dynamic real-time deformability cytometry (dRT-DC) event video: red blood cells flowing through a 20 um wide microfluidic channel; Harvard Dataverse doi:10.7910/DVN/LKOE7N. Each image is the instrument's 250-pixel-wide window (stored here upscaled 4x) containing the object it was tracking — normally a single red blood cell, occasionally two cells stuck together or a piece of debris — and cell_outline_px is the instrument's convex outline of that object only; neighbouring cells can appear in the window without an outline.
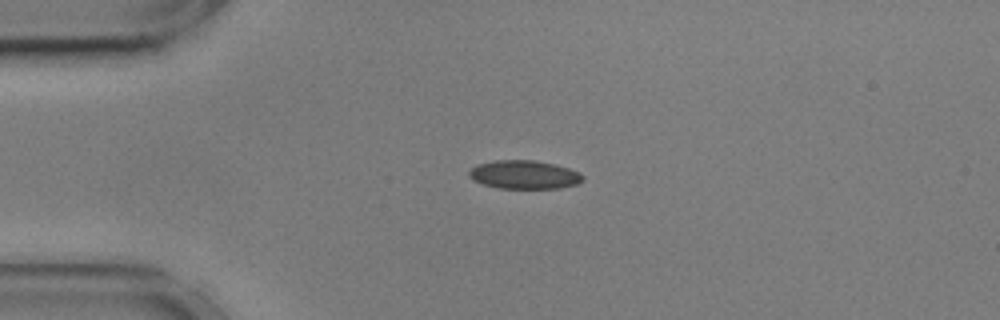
{"species": "common noctule bat (a hibernating species)", "species_latin": "Nyctalus noctula", "temperature_condition": "cold", "stored_images_in_passage": 44, "camera_frame_rate_fps": 3000, "um_per_image_px": 0.085, "animal": {"sex": "male", "body_mass_g": 17.9, "forearm_length_mm": 54.2}, "frame": {"image": 1, "passage_image": 1, "time_ms": 0.0, "image_size_px": [1000, 320], "cell_outline_px": [[584, 180], [576, 184], [560, 188], [500, 188], [484, 184], [472, 180], [468, 176], [468, 172], [476, 164], [496, 160], [536, 160], [556, 164], [580, 172], [584, 176]], "centroid_in_image_um": [44.57, 14.84], "position_along_channel_um": 40.4, "area_um2": 19.02}}
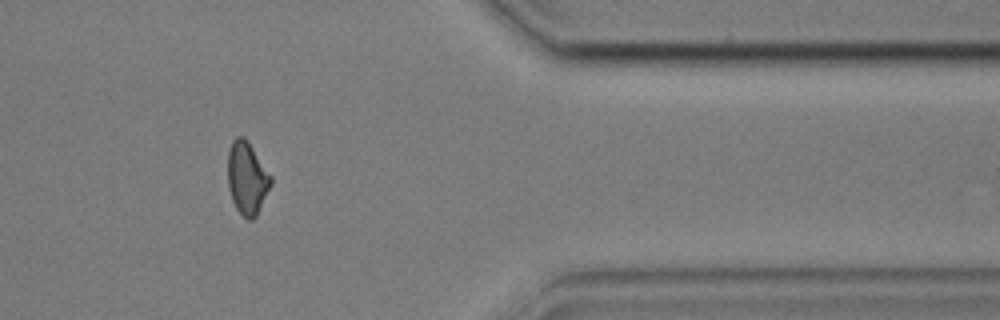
{"frame": {"image": 2, "passage_image": 34, "time_ms": 11.0, "image_size_px": [1000, 320], "cell_outline_px": [[272, 184], [256, 216], [252, 220], [248, 220], [236, 208], [232, 200], [228, 188], [228, 152], [232, 140], [236, 136], [244, 136], [248, 140], [272, 176]], "centroid_in_image_um": [21.0, 15.11], "position_along_channel_um": 390.4, "area_um2": 18.38}}
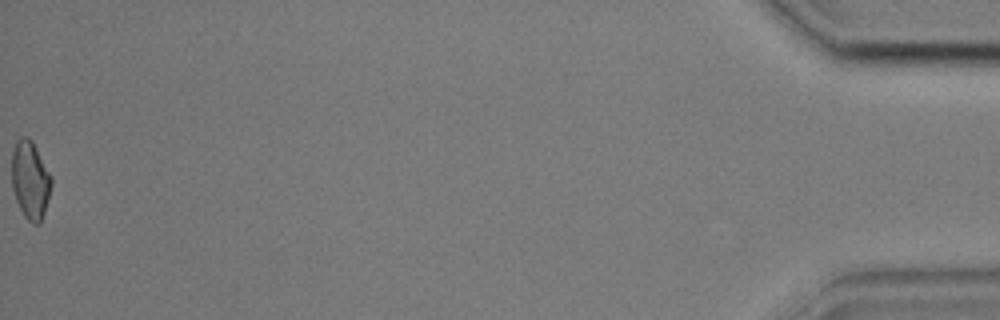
{"frame": {"image": 3, "passage_image": 44, "time_ms": 14.333, "image_size_px": [1000, 320], "cell_outline_px": [[52, 184], [44, 212], [40, 224], [32, 224], [24, 216], [16, 200], [12, 188], [12, 152], [16, 140], [20, 136], [28, 136], [32, 140], [52, 176]], "centroid_in_image_um": [2.57, 15.27], "position_along_channel_um": 432.6, "area_um2": 18.15}, "authors_computed_cell_mechanics": {"area_um2": 18.2937, "velocity_mm_per_s": 3.6024, "shape_relaxation_time_tau1_ms": 6.2458, "shape_relaxation_time_tau2_ms": 3.2507, "deformation_change_tau1": 0.1164, "deformation_change_tau2": 0.0774}}